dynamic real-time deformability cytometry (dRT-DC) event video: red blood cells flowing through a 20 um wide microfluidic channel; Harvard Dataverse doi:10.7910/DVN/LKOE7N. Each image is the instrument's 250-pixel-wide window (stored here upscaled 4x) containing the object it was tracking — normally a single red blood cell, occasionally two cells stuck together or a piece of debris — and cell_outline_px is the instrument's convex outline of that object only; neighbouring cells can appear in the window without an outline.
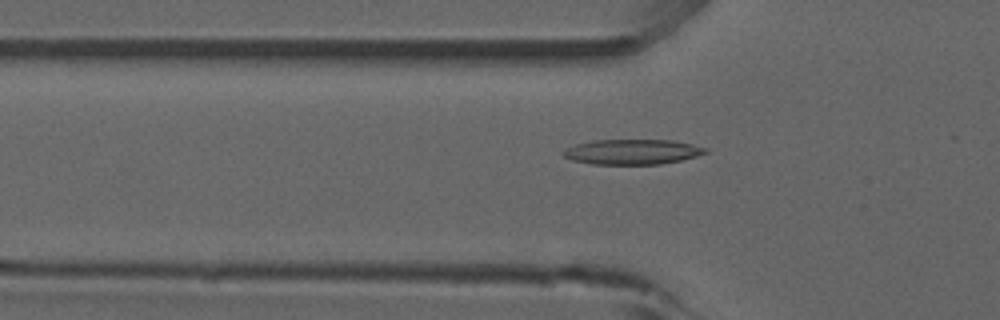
{"species": "common noctule bat (a hibernating species)", "species_latin": "Nyctalus noctula", "temperature_condition": "room temperature", "stored_images_in_passage": 13, "camera_frame_rate_fps": 3000, "um_per_image_px": 0.085, "animal": {"sex": "male", "forearm_length_mm": 52.5}, "frame": {"image": 1, "passage_image": 3, "time_ms": 0.667, "image_size_px": [1000, 320], "cell_outline_px": [[708, 152], [696, 156], [680, 160], [660, 164], [592, 164], [572, 160], [564, 156], [560, 152], [576, 144], [592, 140], [672, 140], [692, 144], [708, 148]], "centroid_in_image_um": [53.74, 12.9], "position_along_channel_um": 72.1, "area_um2": 20.75}}
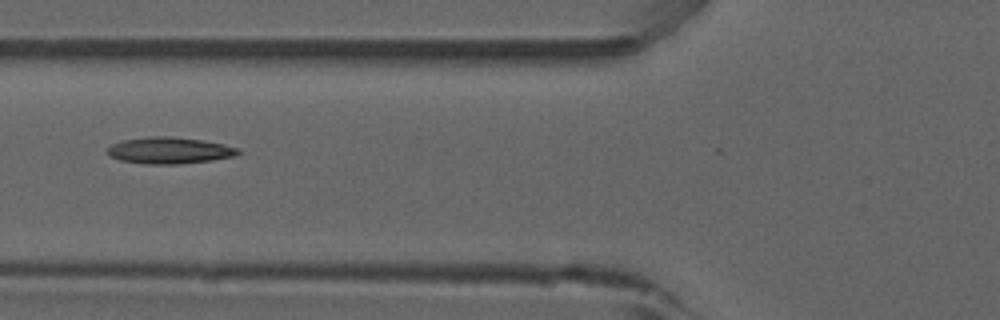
{"frame": {"image": 2, "passage_image": 6, "time_ms": 1.667, "image_size_px": [1000, 320], "cell_outline_px": [[240, 152], [236, 156], [212, 160], [180, 164], [148, 164], [120, 160], [112, 156], [108, 152], [108, 148], [112, 144], [124, 140], [148, 136], [172, 136], [200, 140], [224, 144], [240, 148]], "centroid_in_image_um": [14.45, 12.78], "position_along_channel_um": 111.4, "area_um2": 20.11}}